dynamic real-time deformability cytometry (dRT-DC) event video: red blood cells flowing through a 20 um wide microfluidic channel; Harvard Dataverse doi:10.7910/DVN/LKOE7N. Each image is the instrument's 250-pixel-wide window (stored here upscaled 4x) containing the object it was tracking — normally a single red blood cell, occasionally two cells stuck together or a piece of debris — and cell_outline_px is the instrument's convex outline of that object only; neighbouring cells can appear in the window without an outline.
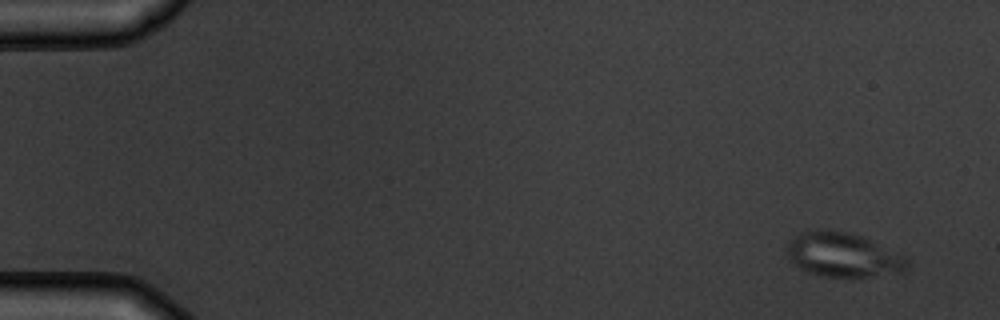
{"species": "common noctule bat (a hibernating species)", "species_latin": "Nyctalus noctula", "temperature_condition": "warm", "stored_images_in_passage": 6, "camera_frame_rate_fps": 3000, "um_per_image_px": 0.085, "animal": {"sex": "male", "body_mass_g": 19.5, "forearm_length_mm": 54.6}, "frame": {"image": 1, "passage_image": 1, "time_ms": 0.0, "image_size_px": [1000, 320], "cell_outline_px": [[908, 264], [904, 272], [868, 276], [820, 276], [808, 272], [800, 268], [788, 260], [788, 244], [792, 236], [804, 232], [844, 232], [860, 236], [904, 252], [908, 260]], "centroid_in_image_um": [71.73, 21.69], "position_along_channel_um": 13.3, "area_um2": 30.69}}